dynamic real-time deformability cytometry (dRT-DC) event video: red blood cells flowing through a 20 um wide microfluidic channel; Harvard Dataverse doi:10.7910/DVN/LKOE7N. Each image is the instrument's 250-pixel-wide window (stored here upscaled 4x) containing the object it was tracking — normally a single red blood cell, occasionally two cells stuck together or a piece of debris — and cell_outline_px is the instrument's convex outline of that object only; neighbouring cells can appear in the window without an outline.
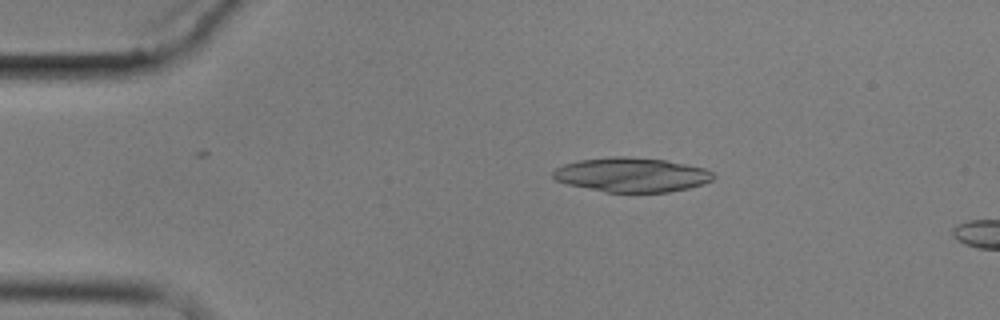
{"species": "common noctule bat (a hibernating species)", "species_latin": "Nyctalus noctula", "temperature_condition": "cold", "stored_images_in_passage": 2, "camera_frame_rate_fps": 3000, "um_per_image_px": 0.085, "animal": {"sex": "male", "body_mass_g": 17.9}, "frame": {"image": 1, "passage_image": 1, "time_ms": 0.0, "image_size_px": [1000, 320], "cell_outline_px": [[716, 176], [712, 180], [704, 184], [688, 188], [668, 192], [604, 192], [568, 184], [556, 180], [552, 176], [552, 172], [556, 168], [564, 164], [580, 160], [612, 156], [624, 156], [664, 160], [704, 168], [712, 172]], "centroid_in_image_um": [53.69, 14.86], "position_along_channel_um": 31.3, "area_um2": 32.02}}